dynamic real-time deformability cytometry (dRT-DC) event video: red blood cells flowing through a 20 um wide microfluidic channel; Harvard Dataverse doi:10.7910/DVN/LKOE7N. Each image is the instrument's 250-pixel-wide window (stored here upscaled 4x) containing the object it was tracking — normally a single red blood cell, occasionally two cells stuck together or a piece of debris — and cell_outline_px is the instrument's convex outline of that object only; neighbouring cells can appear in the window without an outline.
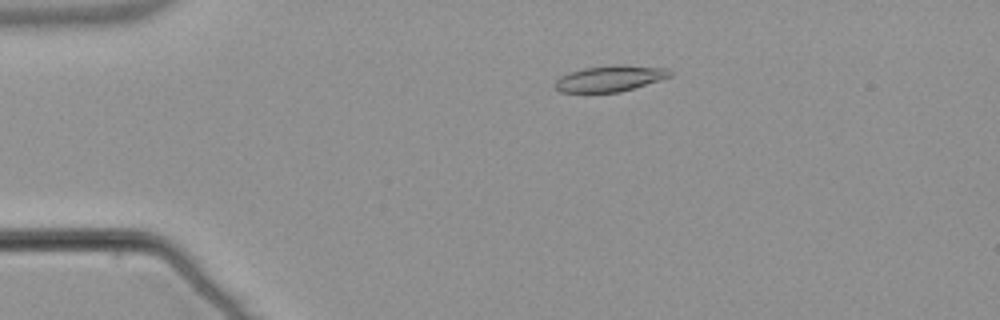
{"species": "common noctule bat (a hibernating species)", "species_latin": "Nyctalus noctula", "temperature_condition": "warm", "stored_images_in_passage": 54, "camera_frame_rate_fps": 3000, "um_per_image_px": 0.085, "animal": {"sex": "male", "body_mass_g": 21.5, "forearm_length_mm": 52.0}, "frame": {"image": 1, "passage_image": 12, "time_ms": 3.667, "image_size_px": [1000, 320], "cell_outline_px": [[672, 76], [660, 80], [620, 92], [560, 92], [556, 88], [556, 80], [560, 76], [568, 72], [584, 68], [612, 64], [628, 64], [668, 68], [672, 72]], "centroid_in_image_um": [51.89, 6.65], "position_along_channel_um": 33.1, "area_um2": 17.63}}
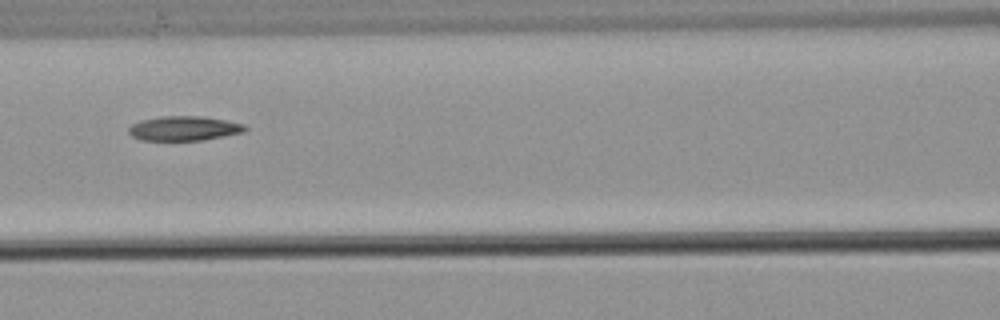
{"frame": {"image": 2, "passage_image": 25, "time_ms": 8.0, "image_size_px": [1000, 320], "cell_outline_px": [[248, 128], [244, 132], [204, 140], [140, 140], [132, 136], [128, 132], [128, 128], [132, 124], [140, 120], [160, 116], [204, 116], [244, 124]], "centroid_in_image_um": [15.63, 10.91], "position_along_channel_um": 151.0, "area_um2": 16.7}}
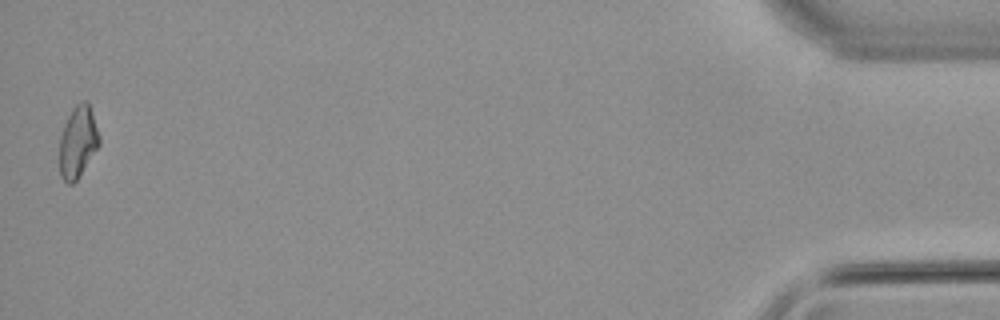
{"frame": {"image": 3, "passage_image": 54, "time_ms": 17.667, "image_size_px": [1000, 320], "cell_outline_px": [[100, 144], [76, 180], [72, 184], [68, 184], [60, 176], [60, 136], [64, 124], [72, 108], [80, 100], [88, 100], [100, 136]], "centroid_in_image_um": [6.62, 12.02], "position_along_channel_um": 428.6, "area_um2": 16.59}, "authors_computed_cell_mechanics": {"area_um2": 16.8198, "velocity_mm_per_s": 3.8457, "shape_relaxation_time_tau1_ms": null, "shape_relaxation_time_tau2_ms": 9.3846, "deformation_change_tau1": null, "deformation_change_tau2": 0.2128}}